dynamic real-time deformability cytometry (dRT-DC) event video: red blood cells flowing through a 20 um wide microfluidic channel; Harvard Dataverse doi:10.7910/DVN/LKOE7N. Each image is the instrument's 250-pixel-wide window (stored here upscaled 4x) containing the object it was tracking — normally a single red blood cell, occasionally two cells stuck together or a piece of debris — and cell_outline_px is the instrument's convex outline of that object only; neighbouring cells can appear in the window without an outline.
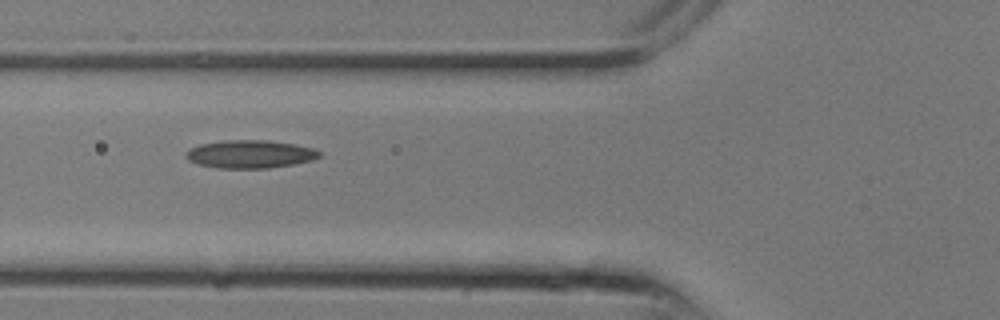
{"species": "common noctule bat (a hibernating species)", "species_latin": "Nyctalus noctula", "temperature_condition": "room temperature", "stored_images_in_passage": 3, "camera_frame_rate_fps": 3000, "um_per_image_px": 0.085, "animal": {"sex": "male", "body_mass_g": 13.3}, "frame": {"image": 1, "passage_image": 2, "time_ms": 0.333, "image_size_px": [1000, 320], "cell_outline_px": [[320, 156], [312, 160], [292, 164], [268, 168], [216, 168], [196, 164], [188, 160], [184, 156], [184, 152], [188, 148], [200, 144], [224, 140], [268, 140], [296, 144], [312, 148], [320, 152]], "centroid_in_image_um": [21.18, 13.1], "position_along_channel_um": 104.6, "area_um2": 21.96}}